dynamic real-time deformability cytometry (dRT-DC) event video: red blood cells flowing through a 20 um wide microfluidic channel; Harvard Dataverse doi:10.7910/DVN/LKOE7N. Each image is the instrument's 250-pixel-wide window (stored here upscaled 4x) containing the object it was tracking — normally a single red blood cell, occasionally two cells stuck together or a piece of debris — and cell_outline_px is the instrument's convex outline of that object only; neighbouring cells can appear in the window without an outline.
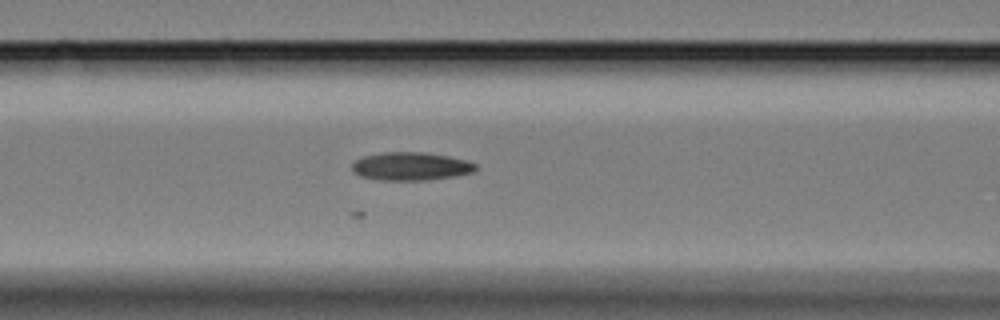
{"species": "Egyptian fruit bat (a non-hibernating species)", "species_latin": "Rousettus aegyptiacus", "temperature_condition": "cold", "stored_images_in_passage": 33, "camera_frame_rate_fps": 3000, "um_per_image_px": 0.085, "animal": {"sex": "female"}, "frame": {"image": 1, "passage_image": 14, "time_ms": 4.333, "image_size_px": [1000, 320], "cell_outline_px": [[480, 168], [472, 172], [456, 176], [424, 180], [380, 180], [360, 176], [352, 172], [352, 164], [356, 160], [364, 156], [384, 152], [424, 152], [448, 156], [468, 160], [476, 164]], "centroid_in_image_um": [34.94, 14.13], "position_along_channel_um": 131.7, "area_um2": 20.4}}
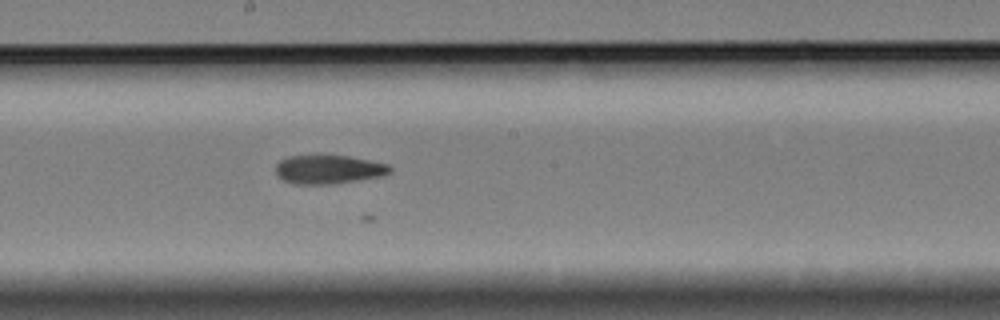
{"frame": {"image": 2, "passage_image": 22, "time_ms": 7.0, "image_size_px": [1000, 320], "cell_outline_px": [[392, 172], [380, 176], [356, 180], [328, 184], [296, 184], [284, 180], [276, 172], [276, 164], [280, 160], [288, 156], [316, 152], [348, 156], [388, 164], [392, 168]], "centroid_in_image_um": [27.89, 14.34], "position_along_channel_um": 220.3, "area_um2": 19.65}}
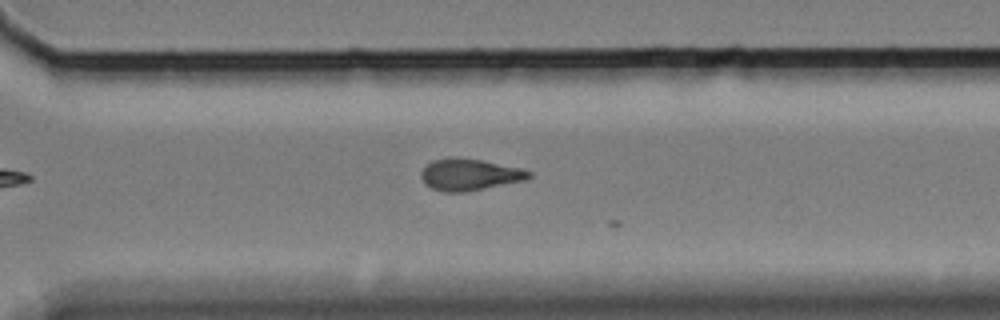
{"frame": {"image": 3, "passage_image": 32, "time_ms": 10.333, "image_size_px": [1000, 320], "cell_outline_px": [[532, 176], [524, 180], [464, 192], [444, 192], [432, 188], [424, 184], [420, 176], [420, 172], [432, 160], [448, 156], [456, 156], [480, 160], [516, 168], [532, 172]], "centroid_in_image_um": [39.82, 14.83], "position_along_channel_um": 330.8, "area_um2": 19.71}}